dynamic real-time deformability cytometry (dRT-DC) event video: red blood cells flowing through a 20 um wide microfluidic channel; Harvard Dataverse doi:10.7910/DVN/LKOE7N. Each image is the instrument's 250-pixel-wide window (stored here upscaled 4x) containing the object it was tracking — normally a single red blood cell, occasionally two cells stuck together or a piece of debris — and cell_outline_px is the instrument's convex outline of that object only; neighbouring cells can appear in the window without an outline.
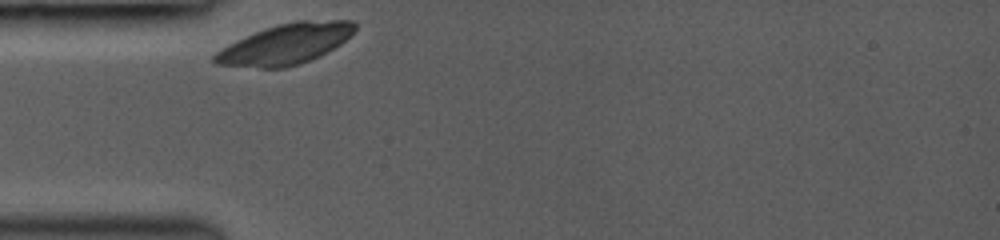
{"species": "common noctule bat (a hibernating species)", "species_latin": "Nyctalus noctula", "temperature_condition": "room temperature", "stored_images_in_passage": 39, "camera_frame_rate_fps": 3000, "um_per_image_px": 0.085, "animal": {"sex": "female", "body_mass_g": 19.0, "forearm_length_mm": 53.3}, "frame": {"image": 1, "passage_image": 1, "time_ms": 0.0, "image_size_px": [1000, 240], "cell_outline_px": [[356, 28], [340, 44], [328, 52], [320, 56], [300, 64], [284, 68], [260, 68], [216, 64], [212, 60], [212, 56], [216, 52], [236, 40], [264, 28], [296, 20], [352, 20], [356, 24]], "centroid_in_image_um": [24.27, 3.75], "position_along_channel_um": 60.7, "area_um2": 32.95}}
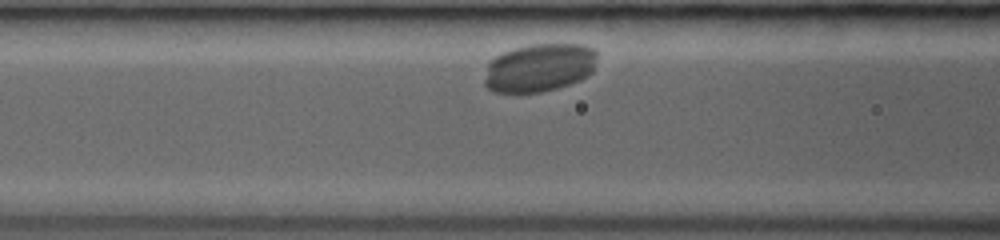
{"frame": {"image": 2, "passage_image": 9, "time_ms": 1.667, "image_size_px": [1000, 240], "cell_outline_px": [[596, 56], [592, 72], [580, 80], [556, 88], [540, 92], [496, 92], [488, 88], [484, 84], [484, 80], [488, 60], [504, 52], [516, 48], [532, 44], [580, 44], [596, 48]], "centroid_in_image_um": [45.83, 5.74], "position_along_channel_um": 120.8, "area_um2": 31.62}}
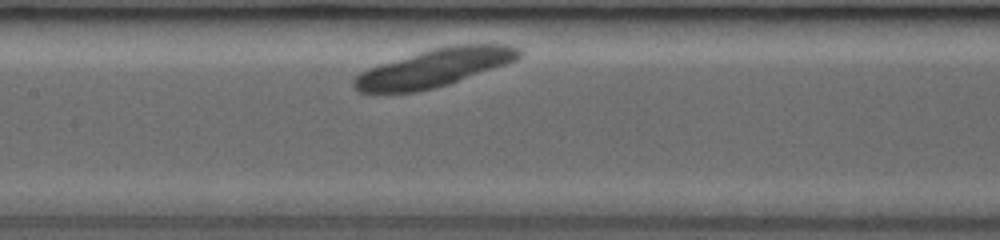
{"frame": {"image": 3, "passage_image": 15, "time_ms": 3.0, "image_size_px": [1000, 240], "cell_outline_px": [[524, 52], [516, 60], [448, 84], [416, 92], [360, 92], [352, 84], [352, 80], [360, 72], [368, 68], [380, 64], [432, 48], [448, 44], [508, 44], [520, 48]], "centroid_in_image_um": [36.94, 5.74], "position_along_channel_um": 170.5, "area_um2": 36.24}}